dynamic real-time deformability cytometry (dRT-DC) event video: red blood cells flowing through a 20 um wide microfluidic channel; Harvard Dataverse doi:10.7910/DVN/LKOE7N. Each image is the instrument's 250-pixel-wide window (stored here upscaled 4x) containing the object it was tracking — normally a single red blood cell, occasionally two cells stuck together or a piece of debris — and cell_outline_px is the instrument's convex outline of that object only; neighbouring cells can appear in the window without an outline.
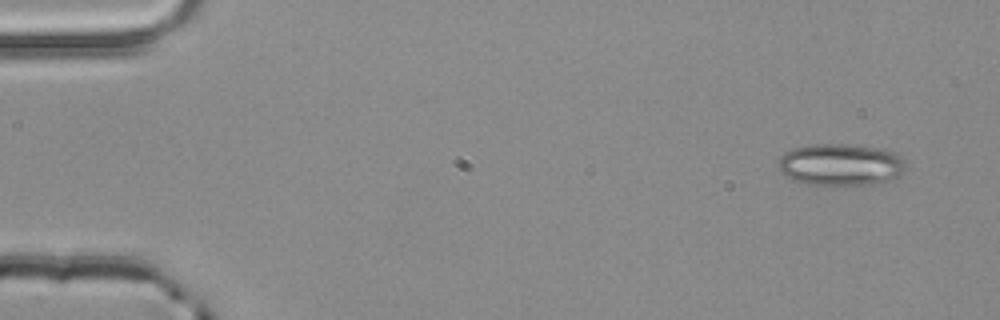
{"species": "common noctule bat (a hibernating species)", "species_latin": "Nyctalus noctula", "temperature_condition": "room temperature", "stored_images_in_passage": 4, "camera_frame_rate_fps": 3000, "um_per_image_px": 0.085, "animal": {"sex": "male", "body_mass_g": 20.4}, "frame": {"image": 1, "passage_image": 1, "time_ms": 0.0, "image_size_px": [1000, 320], "cell_outline_px": [[908, 168], [900, 176], [892, 180], [872, 184], [808, 184], [792, 180], [780, 172], [780, 156], [784, 152], [792, 148], [812, 144], [848, 144], [880, 148], [896, 152], [900, 156]], "centroid_in_image_um": [71.49, 13.98], "position_along_channel_um": 13.5, "area_um2": 31.33}}